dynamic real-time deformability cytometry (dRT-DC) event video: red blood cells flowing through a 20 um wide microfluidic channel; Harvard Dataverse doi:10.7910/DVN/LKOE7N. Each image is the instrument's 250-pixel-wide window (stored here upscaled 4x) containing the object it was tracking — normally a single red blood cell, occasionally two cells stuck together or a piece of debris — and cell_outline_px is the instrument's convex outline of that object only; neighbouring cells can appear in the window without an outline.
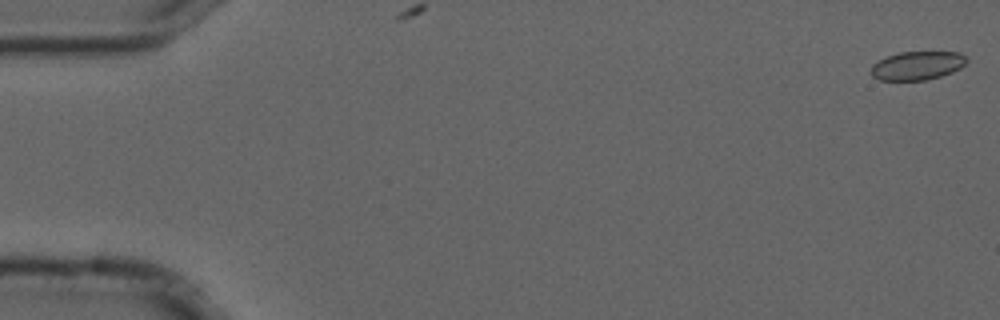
{"species": "common noctule bat (a hibernating species)", "species_latin": "Nyctalus noctula", "temperature_condition": "cold", "stored_images_in_passage": 4, "camera_frame_rate_fps": 3000, "um_per_image_px": 0.085, "animal": {"sex": "male", "forearm_length_mm": 52.5}, "frame": {"image": 1, "passage_image": 1, "time_ms": 0.0, "image_size_px": [1000, 320], "cell_outline_px": [[968, 60], [960, 68], [952, 72], [928, 80], [880, 80], [872, 76], [872, 64], [888, 56], [900, 52], [960, 52]], "centroid_in_image_um": [77.98, 5.58], "position_along_channel_um": 7.0, "area_um2": 15.78}}